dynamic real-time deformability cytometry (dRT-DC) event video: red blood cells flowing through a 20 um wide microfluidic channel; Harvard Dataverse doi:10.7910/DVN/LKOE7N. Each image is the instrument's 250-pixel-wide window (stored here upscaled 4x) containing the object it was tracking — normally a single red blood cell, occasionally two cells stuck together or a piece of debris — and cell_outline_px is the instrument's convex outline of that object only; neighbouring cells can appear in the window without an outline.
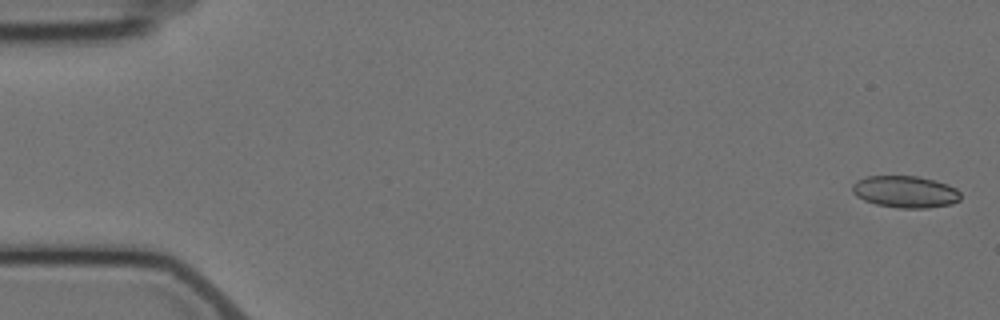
{"species": "Egyptian fruit bat (a non-hibernating species)", "species_latin": "Rousettus aegyptiacus", "temperature_condition": "cold", "stored_images_in_passage": 5, "camera_frame_rate_fps": 3000, "um_per_image_px": 0.085, "animal": {"sex": "female"}, "frame": {"image": 1, "passage_image": 1, "time_ms": 0.0, "image_size_px": [1000, 320], "cell_outline_px": [[960, 200], [952, 204], [928, 208], [896, 208], [876, 204], [864, 200], [856, 196], [852, 192], [852, 184], [856, 180], [868, 176], [916, 176], [936, 180], [948, 184], [956, 188], [960, 192]], "centroid_in_image_um": [76.95, 16.3], "position_along_channel_um": 8.0, "area_um2": 20.35}}
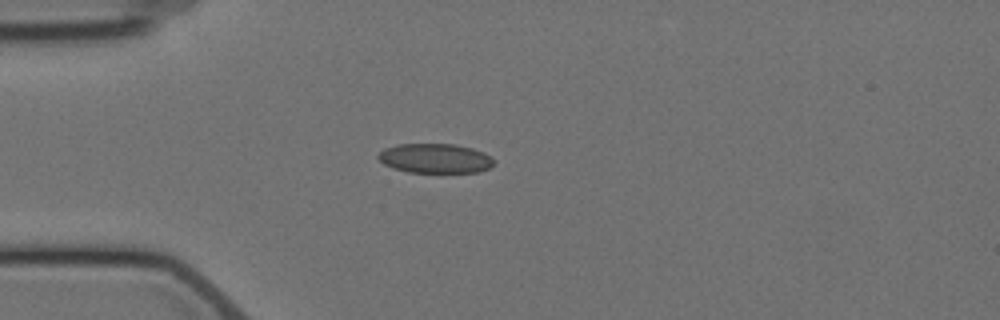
{"frame": {"image": 2, "passage_image": 5, "time_ms": 4.667, "image_size_px": [1000, 320], "cell_outline_px": [[492, 164], [488, 168], [476, 172], [408, 172], [392, 168], [384, 164], [376, 156], [384, 148], [400, 144], [456, 144], [472, 148], [484, 152], [492, 156]], "centroid_in_image_um": [36.96, 13.45], "position_along_channel_um": 48.0, "area_um2": 19.83}}